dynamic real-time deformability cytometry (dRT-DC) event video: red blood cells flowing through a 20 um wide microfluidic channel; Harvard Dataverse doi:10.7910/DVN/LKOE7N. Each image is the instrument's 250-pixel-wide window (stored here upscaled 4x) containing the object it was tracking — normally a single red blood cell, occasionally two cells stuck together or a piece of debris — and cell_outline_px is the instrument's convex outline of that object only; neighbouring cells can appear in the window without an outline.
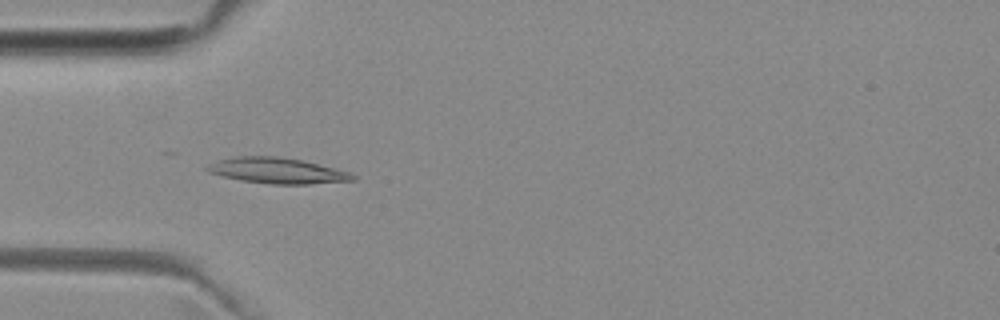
{"species": "common noctule bat (a hibernating species)", "species_latin": "Nyctalus noctula", "temperature_condition": "room temperature", "stored_images_in_passage": 43, "camera_frame_rate_fps": 3000, "um_per_image_px": 0.085, "animal": {"sex": "female", "body_mass_g": 29.2, "forearm_length_mm": 56.3}, "frame": {"image": 1, "passage_image": 7, "time_ms": 2.0, "image_size_px": [1000, 320], "cell_outline_px": [[356, 180], [308, 184], [272, 184], [240, 180], [208, 172], [204, 168], [208, 164], [216, 160], [236, 156], [276, 156], [304, 160], [348, 172], [356, 176]], "centroid_in_image_um": [23.53, 14.5], "position_along_channel_um": 61.5, "area_um2": 21.79}}
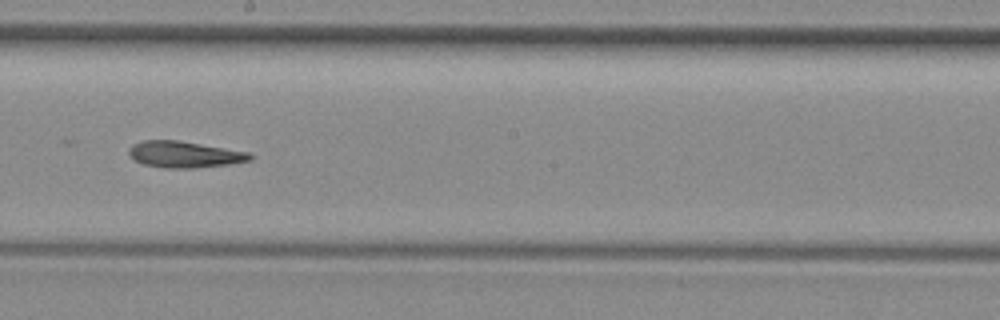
{"frame": {"image": 2, "passage_image": 20, "time_ms": 6.333, "image_size_px": [1000, 320], "cell_outline_px": [[252, 160], [228, 164], [196, 168], [164, 168], [144, 164], [136, 160], [128, 152], [128, 148], [132, 144], [144, 140], [176, 140], [248, 152], [252, 156]], "centroid_in_image_um": [15.65, 13.13], "position_along_channel_um": 232.5, "area_um2": 18.38}}
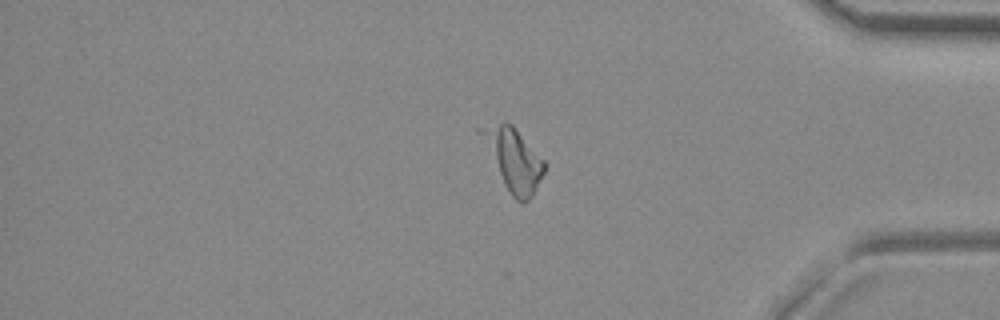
{"frame": {"image": 3, "passage_image": 34, "time_ms": 11.0, "image_size_px": [1000, 320], "cell_outline_px": [[544, 172], [532, 196], [524, 204], [516, 200], [512, 196], [476, 132], [476, 128], [504, 120], [512, 124], [544, 160]], "centroid_in_image_um": [43.6, 13.48], "position_along_channel_um": 391.6, "area_um2": 22.6}}